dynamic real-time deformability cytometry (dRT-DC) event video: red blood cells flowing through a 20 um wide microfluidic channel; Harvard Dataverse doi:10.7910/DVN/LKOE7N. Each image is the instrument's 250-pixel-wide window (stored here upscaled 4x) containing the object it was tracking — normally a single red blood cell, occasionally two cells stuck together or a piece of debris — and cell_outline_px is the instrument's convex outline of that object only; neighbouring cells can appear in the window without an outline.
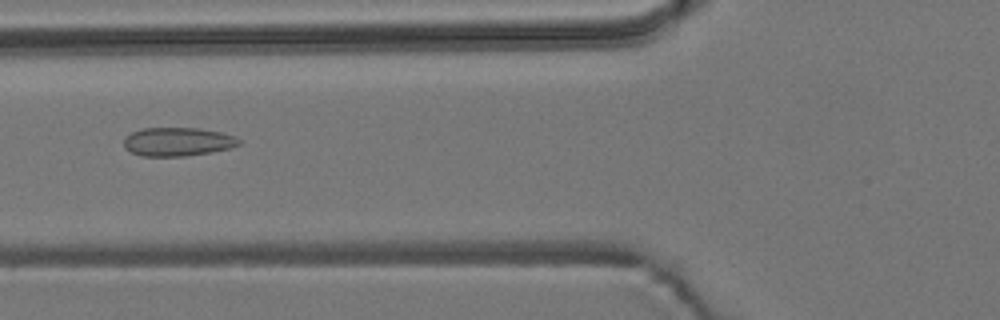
{"species": "common noctule bat (a hibernating species)", "species_latin": "Nyctalus noctula", "temperature_condition": "room temperature", "stored_images_in_passage": 8, "camera_frame_rate_fps": 3000, "um_per_image_px": 0.085, "animal": {"sex": "male", "body_mass_g": 19.2, "forearm_length_mm": 51.8}, "frame": {"image": 1, "passage_image": 6, "time_ms": 1.667, "image_size_px": [1000, 320], "cell_outline_px": [[240, 144], [232, 148], [212, 152], [184, 156], [140, 156], [124, 148], [124, 136], [132, 132], [144, 128], [200, 128], [220, 132], [236, 136], [240, 140]], "centroid_in_image_um": [15.11, 12.05], "position_along_channel_um": 110.7, "area_um2": 19.36}}
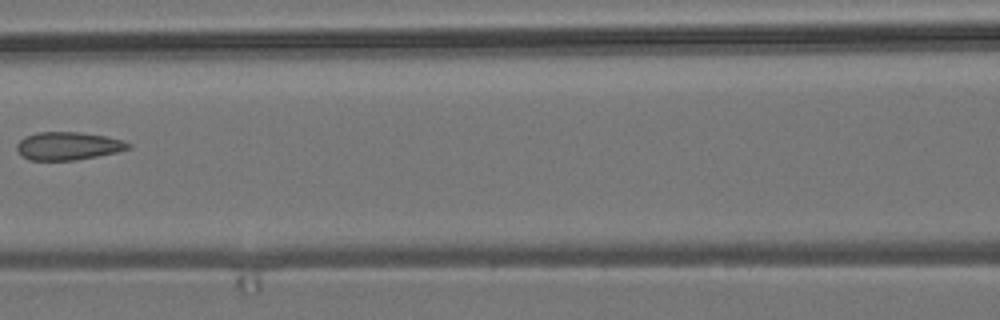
{"frame": {"image": 2, "passage_image": 7, "time_ms": 2.0, "image_size_px": [1000, 320], "cell_outline_px": [[132, 148], [116, 152], [76, 160], [28, 160], [20, 156], [16, 148], [16, 144], [24, 136], [36, 132], [80, 132], [104, 136], [124, 140], [132, 144]], "centroid_in_image_um": [5.76, 12.4], "position_along_channel_um": 160.8, "area_um2": 18.38}}
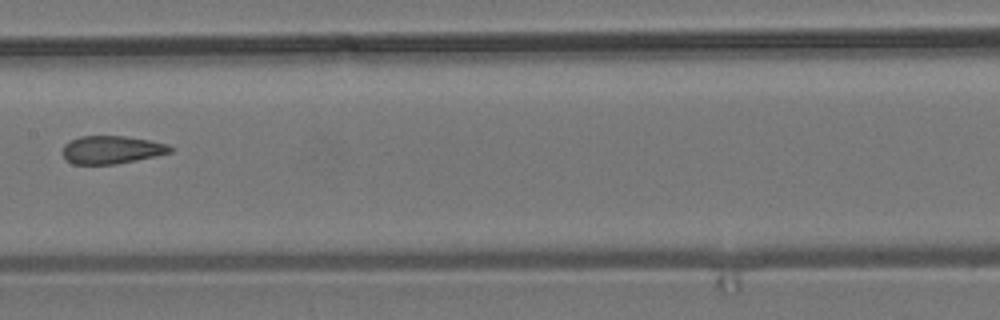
{"frame": {"image": 3, "passage_image": 8, "time_ms": 2.333, "image_size_px": [1000, 320], "cell_outline_px": [[176, 148], [172, 152], [156, 156], [116, 164], [72, 164], [64, 156], [64, 144], [80, 136], [124, 136], [148, 140], [168, 144]], "centroid_in_image_um": [9.54, 12.73], "position_along_channel_um": 197.9, "area_um2": 17.46}}